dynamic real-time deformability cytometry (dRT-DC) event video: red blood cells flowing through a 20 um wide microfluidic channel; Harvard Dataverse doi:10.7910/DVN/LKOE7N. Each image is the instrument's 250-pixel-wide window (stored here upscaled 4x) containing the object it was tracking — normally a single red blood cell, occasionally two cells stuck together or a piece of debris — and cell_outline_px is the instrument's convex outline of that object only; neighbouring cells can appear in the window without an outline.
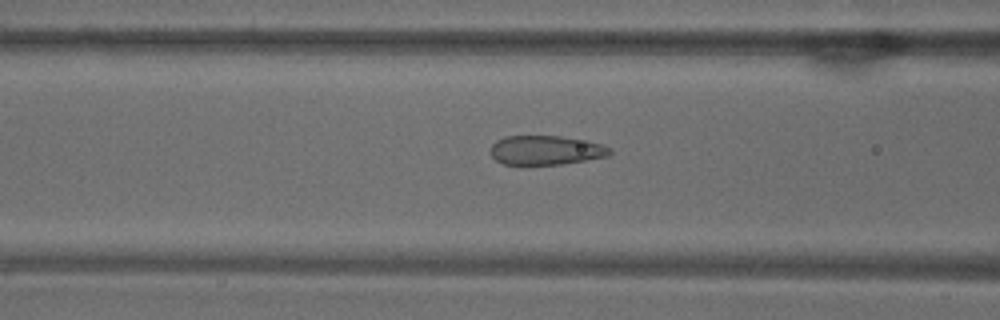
{"species": "common noctule bat (a hibernating species)", "species_latin": "Nyctalus noctula", "temperature_condition": "warm", "stored_images_in_passage": 53, "camera_frame_rate_fps": 3000, "um_per_image_px": 0.085, "animal": {"sex": "male", "body_mass_g": 18.8}, "frame": {"image": 1, "passage_image": 21, "time_ms": 6.667, "image_size_px": [1000, 320], "cell_outline_px": [[612, 152], [608, 156], [564, 164], [504, 164], [496, 160], [488, 152], [488, 148], [496, 140], [504, 136], [560, 136], [588, 140], [604, 144], [612, 148]], "centroid_in_image_um": [46.4, 12.75], "position_along_channel_um": 120.2, "area_um2": 20.69}}
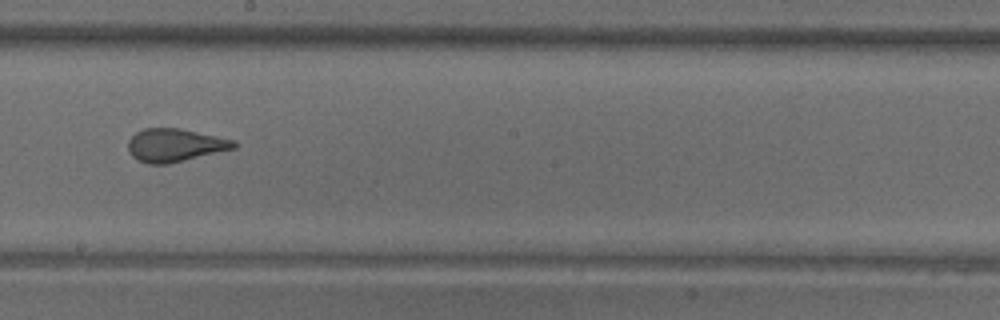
{"frame": {"image": 2, "passage_image": 30, "time_ms": 9.667, "image_size_px": [1000, 320], "cell_outline_px": [[236, 148], [168, 164], [148, 164], [132, 156], [128, 152], [128, 140], [136, 132], [144, 128], [180, 128], [236, 140]], "centroid_in_image_um": [14.87, 12.33], "position_along_channel_um": 233.3, "area_um2": 20.4}}
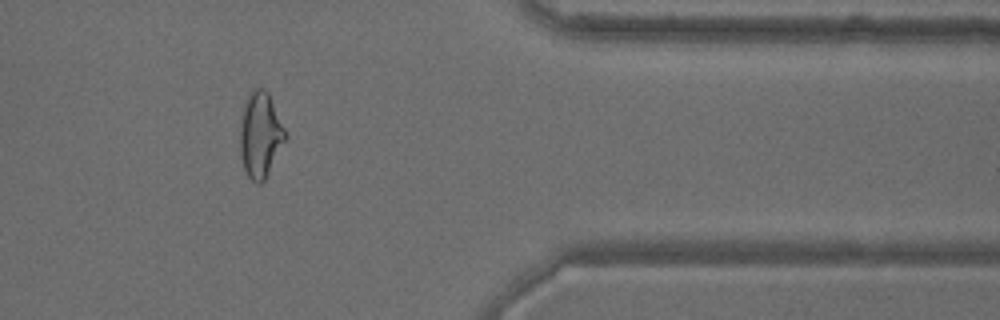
{"frame": {"image": 3, "passage_image": 44, "time_ms": 14.333, "image_size_px": [1000, 320], "cell_outline_px": [[288, 136], [264, 180], [260, 184], [256, 184], [248, 176], [244, 168], [240, 156], [240, 124], [244, 100], [248, 92], [252, 88], [264, 88], [268, 92]], "centroid_in_image_um": [22.11, 11.43], "position_along_channel_um": 389.3, "area_um2": 22.72}}